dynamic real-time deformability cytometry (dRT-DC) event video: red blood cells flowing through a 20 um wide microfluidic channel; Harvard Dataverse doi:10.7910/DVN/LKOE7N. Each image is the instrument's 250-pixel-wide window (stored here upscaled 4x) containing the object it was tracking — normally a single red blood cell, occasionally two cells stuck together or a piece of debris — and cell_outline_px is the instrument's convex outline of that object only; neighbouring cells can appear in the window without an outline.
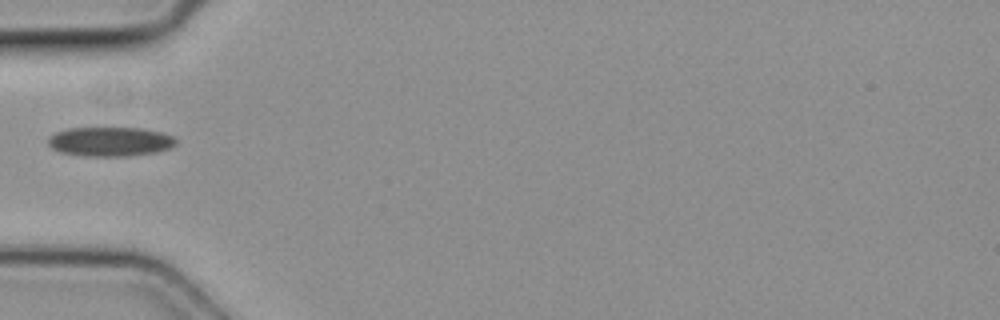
{"species": "common noctule bat (a hibernating species)", "species_latin": "Nyctalus noctula", "temperature_condition": "cold", "stored_images_in_passage": 5, "camera_frame_rate_fps": 3000, "um_per_image_px": 0.085, "animal": {"sex": "female", "body_mass_g": 19.3, "forearm_length_mm": 54.1}, "frame": {"image": 1, "passage_image": 5, "time_ms": 1.333, "image_size_px": [1000, 320], "cell_outline_px": [[176, 144], [168, 148], [156, 152], [128, 156], [84, 156], [60, 152], [52, 148], [48, 144], [48, 136], [56, 132], [68, 128], [140, 128], [160, 132], [172, 136], [176, 140]], "centroid_in_image_um": [9.32, 12.04], "position_along_channel_um": 75.7, "area_um2": 21.79}}